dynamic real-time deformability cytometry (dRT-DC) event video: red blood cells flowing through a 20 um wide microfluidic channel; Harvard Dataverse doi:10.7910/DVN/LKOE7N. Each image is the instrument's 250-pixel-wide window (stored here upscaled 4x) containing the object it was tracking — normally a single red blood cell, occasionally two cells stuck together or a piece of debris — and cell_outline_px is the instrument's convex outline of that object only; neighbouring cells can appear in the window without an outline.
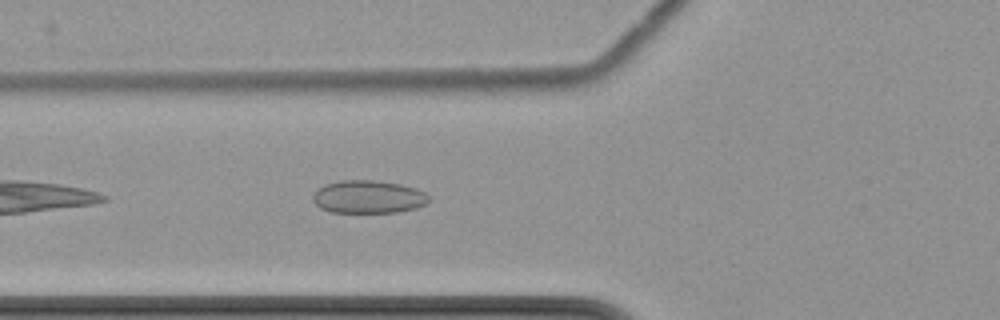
{"species": "common noctule bat (a hibernating species)", "species_latin": "Nyctalus noctula", "temperature_condition": "cold", "stored_images_in_passage": 7, "camera_frame_rate_fps": 3000, "um_per_image_px": 0.085, "animal": {"sex": "female", "body_mass_g": 22.7, "forearm_length_mm": 54.2}, "frame": {"image": 1, "passage_image": 7, "time_ms": 7.0, "image_size_px": [1000, 320], "cell_outline_px": [[428, 200], [424, 204], [416, 208], [396, 212], [328, 212], [320, 208], [312, 200], [312, 196], [324, 184], [340, 180], [376, 180], [400, 184], [416, 188], [424, 192], [428, 196]], "centroid_in_image_um": [31.28, 16.73], "position_along_channel_um": 94.5, "area_um2": 22.2}}